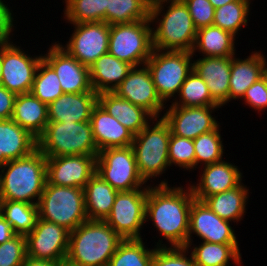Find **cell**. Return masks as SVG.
I'll list each match as a JSON object with an SVG mask.
<instances>
[{"instance_id": "obj_31", "label": "cell", "mask_w": 267, "mask_h": 266, "mask_svg": "<svg viewBox=\"0 0 267 266\" xmlns=\"http://www.w3.org/2000/svg\"><path fill=\"white\" fill-rule=\"evenodd\" d=\"M83 190L88 220H105L119 191L97 173L86 183Z\"/></svg>"}, {"instance_id": "obj_21", "label": "cell", "mask_w": 267, "mask_h": 266, "mask_svg": "<svg viewBox=\"0 0 267 266\" xmlns=\"http://www.w3.org/2000/svg\"><path fill=\"white\" fill-rule=\"evenodd\" d=\"M193 70L204 80L212 98L227 105L231 76V57H202L193 59Z\"/></svg>"}, {"instance_id": "obj_15", "label": "cell", "mask_w": 267, "mask_h": 266, "mask_svg": "<svg viewBox=\"0 0 267 266\" xmlns=\"http://www.w3.org/2000/svg\"><path fill=\"white\" fill-rule=\"evenodd\" d=\"M132 104L144 108L154 118L162 117L166 105L159 97L147 65L133 67L113 91Z\"/></svg>"}, {"instance_id": "obj_45", "label": "cell", "mask_w": 267, "mask_h": 266, "mask_svg": "<svg viewBox=\"0 0 267 266\" xmlns=\"http://www.w3.org/2000/svg\"><path fill=\"white\" fill-rule=\"evenodd\" d=\"M245 105L258 113L267 109V78L263 76L254 82L245 92L243 98Z\"/></svg>"}, {"instance_id": "obj_38", "label": "cell", "mask_w": 267, "mask_h": 266, "mask_svg": "<svg viewBox=\"0 0 267 266\" xmlns=\"http://www.w3.org/2000/svg\"><path fill=\"white\" fill-rule=\"evenodd\" d=\"M173 101L169 106H220L212 98L204 80L194 70L187 76L178 97Z\"/></svg>"}, {"instance_id": "obj_4", "label": "cell", "mask_w": 267, "mask_h": 266, "mask_svg": "<svg viewBox=\"0 0 267 266\" xmlns=\"http://www.w3.org/2000/svg\"><path fill=\"white\" fill-rule=\"evenodd\" d=\"M47 157L37 148L20 159L0 166V195L2 200L38 204L47 182Z\"/></svg>"}, {"instance_id": "obj_28", "label": "cell", "mask_w": 267, "mask_h": 266, "mask_svg": "<svg viewBox=\"0 0 267 266\" xmlns=\"http://www.w3.org/2000/svg\"><path fill=\"white\" fill-rule=\"evenodd\" d=\"M11 119L38 138L49 122L48 105L31 92L17 94Z\"/></svg>"}, {"instance_id": "obj_36", "label": "cell", "mask_w": 267, "mask_h": 266, "mask_svg": "<svg viewBox=\"0 0 267 266\" xmlns=\"http://www.w3.org/2000/svg\"><path fill=\"white\" fill-rule=\"evenodd\" d=\"M67 23H107V0H64Z\"/></svg>"}, {"instance_id": "obj_14", "label": "cell", "mask_w": 267, "mask_h": 266, "mask_svg": "<svg viewBox=\"0 0 267 266\" xmlns=\"http://www.w3.org/2000/svg\"><path fill=\"white\" fill-rule=\"evenodd\" d=\"M69 231L56 223L37 218L35 227L27 234V256L33 259L63 262L66 260Z\"/></svg>"}, {"instance_id": "obj_5", "label": "cell", "mask_w": 267, "mask_h": 266, "mask_svg": "<svg viewBox=\"0 0 267 266\" xmlns=\"http://www.w3.org/2000/svg\"><path fill=\"white\" fill-rule=\"evenodd\" d=\"M37 148L46 157L99 154L90 121H49L43 133L37 138Z\"/></svg>"}, {"instance_id": "obj_53", "label": "cell", "mask_w": 267, "mask_h": 266, "mask_svg": "<svg viewBox=\"0 0 267 266\" xmlns=\"http://www.w3.org/2000/svg\"><path fill=\"white\" fill-rule=\"evenodd\" d=\"M60 266H76V265H73V264H71L65 260V261L61 262Z\"/></svg>"}, {"instance_id": "obj_25", "label": "cell", "mask_w": 267, "mask_h": 266, "mask_svg": "<svg viewBox=\"0 0 267 266\" xmlns=\"http://www.w3.org/2000/svg\"><path fill=\"white\" fill-rule=\"evenodd\" d=\"M98 103L134 135L154 119L144 108L132 104L113 91L98 93Z\"/></svg>"}, {"instance_id": "obj_29", "label": "cell", "mask_w": 267, "mask_h": 266, "mask_svg": "<svg viewBox=\"0 0 267 266\" xmlns=\"http://www.w3.org/2000/svg\"><path fill=\"white\" fill-rule=\"evenodd\" d=\"M236 36L214 25L197 30L192 55L196 52L203 57H233L237 52Z\"/></svg>"}, {"instance_id": "obj_47", "label": "cell", "mask_w": 267, "mask_h": 266, "mask_svg": "<svg viewBox=\"0 0 267 266\" xmlns=\"http://www.w3.org/2000/svg\"><path fill=\"white\" fill-rule=\"evenodd\" d=\"M16 94L0 85V120L11 119Z\"/></svg>"}, {"instance_id": "obj_10", "label": "cell", "mask_w": 267, "mask_h": 266, "mask_svg": "<svg viewBox=\"0 0 267 266\" xmlns=\"http://www.w3.org/2000/svg\"><path fill=\"white\" fill-rule=\"evenodd\" d=\"M96 173L119 192L148 188L150 185L138 171L132 146L111 147L99 151Z\"/></svg>"}, {"instance_id": "obj_26", "label": "cell", "mask_w": 267, "mask_h": 266, "mask_svg": "<svg viewBox=\"0 0 267 266\" xmlns=\"http://www.w3.org/2000/svg\"><path fill=\"white\" fill-rule=\"evenodd\" d=\"M37 149V138L12 119L0 120V166Z\"/></svg>"}, {"instance_id": "obj_1", "label": "cell", "mask_w": 267, "mask_h": 266, "mask_svg": "<svg viewBox=\"0 0 267 266\" xmlns=\"http://www.w3.org/2000/svg\"><path fill=\"white\" fill-rule=\"evenodd\" d=\"M187 186L186 189L181 185L172 187L167 179L161 180L156 185L150 183L145 223L152 221L159 236L161 234L163 237L155 242V247L187 246L190 210L195 199L190 186L188 184ZM163 239L167 241L163 243Z\"/></svg>"}, {"instance_id": "obj_42", "label": "cell", "mask_w": 267, "mask_h": 266, "mask_svg": "<svg viewBox=\"0 0 267 266\" xmlns=\"http://www.w3.org/2000/svg\"><path fill=\"white\" fill-rule=\"evenodd\" d=\"M151 266H196V264L186 247H155Z\"/></svg>"}, {"instance_id": "obj_8", "label": "cell", "mask_w": 267, "mask_h": 266, "mask_svg": "<svg viewBox=\"0 0 267 266\" xmlns=\"http://www.w3.org/2000/svg\"><path fill=\"white\" fill-rule=\"evenodd\" d=\"M193 59L192 52L153 49L146 65L157 93L165 104L178 96L182 84L193 70Z\"/></svg>"}, {"instance_id": "obj_6", "label": "cell", "mask_w": 267, "mask_h": 266, "mask_svg": "<svg viewBox=\"0 0 267 266\" xmlns=\"http://www.w3.org/2000/svg\"><path fill=\"white\" fill-rule=\"evenodd\" d=\"M170 135V127L163 117L154 118L138 134L134 135L132 147L137 168L146 183L150 180L154 183L155 178L161 177L167 169L169 170Z\"/></svg>"}, {"instance_id": "obj_44", "label": "cell", "mask_w": 267, "mask_h": 266, "mask_svg": "<svg viewBox=\"0 0 267 266\" xmlns=\"http://www.w3.org/2000/svg\"><path fill=\"white\" fill-rule=\"evenodd\" d=\"M188 8L196 29L213 25L215 8L209 0H182Z\"/></svg>"}, {"instance_id": "obj_20", "label": "cell", "mask_w": 267, "mask_h": 266, "mask_svg": "<svg viewBox=\"0 0 267 266\" xmlns=\"http://www.w3.org/2000/svg\"><path fill=\"white\" fill-rule=\"evenodd\" d=\"M228 161L223 159L199 168L202 173L197 183L188 184L196 200L203 201L206 197L233 189L243 181L242 170Z\"/></svg>"}, {"instance_id": "obj_9", "label": "cell", "mask_w": 267, "mask_h": 266, "mask_svg": "<svg viewBox=\"0 0 267 266\" xmlns=\"http://www.w3.org/2000/svg\"><path fill=\"white\" fill-rule=\"evenodd\" d=\"M153 51L151 20L110 25L108 53L133 67L145 65Z\"/></svg>"}, {"instance_id": "obj_13", "label": "cell", "mask_w": 267, "mask_h": 266, "mask_svg": "<svg viewBox=\"0 0 267 266\" xmlns=\"http://www.w3.org/2000/svg\"><path fill=\"white\" fill-rule=\"evenodd\" d=\"M74 31L60 46L81 64L90 67L100 56L108 53L110 25L106 22L69 23Z\"/></svg>"}, {"instance_id": "obj_39", "label": "cell", "mask_w": 267, "mask_h": 266, "mask_svg": "<svg viewBox=\"0 0 267 266\" xmlns=\"http://www.w3.org/2000/svg\"><path fill=\"white\" fill-rule=\"evenodd\" d=\"M220 125L213 131L203 133L193 139L195 149V170L207 164H213L224 158L225 150L221 139Z\"/></svg>"}, {"instance_id": "obj_11", "label": "cell", "mask_w": 267, "mask_h": 266, "mask_svg": "<svg viewBox=\"0 0 267 266\" xmlns=\"http://www.w3.org/2000/svg\"><path fill=\"white\" fill-rule=\"evenodd\" d=\"M147 195L148 188L118 192L104 221L123 239H142Z\"/></svg>"}, {"instance_id": "obj_30", "label": "cell", "mask_w": 267, "mask_h": 266, "mask_svg": "<svg viewBox=\"0 0 267 266\" xmlns=\"http://www.w3.org/2000/svg\"><path fill=\"white\" fill-rule=\"evenodd\" d=\"M249 189L243 181L233 189L206 197L203 202L220 218L238 223L246 214Z\"/></svg>"}, {"instance_id": "obj_33", "label": "cell", "mask_w": 267, "mask_h": 266, "mask_svg": "<svg viewBox=\"0 0 267 266\" xmlns=\"http://www.w3.org/2000/svg\"><path fill=\"white\" fill-rule=\"evenodd\" d=\"M152 0H107V24L132 23L150 19Z\"/></svg>"}, {"instance_id": "obj_49", "label": "cell", "mask_w": 267, "mask_h": 266, "mask_svg": "<svg viewBox=\"0 0 267 266\" xmlns=\"http://www.w3.org/2000/svg\"><path fill=\"white\" fill-rule=\"evenodd\" d=\"M61 262L26 257L21 266H60Z\"/></svg>"}, {"instance_id": "obj_48", "label": "cell", "mask_w": 267, "mask_h": 266, "mask_svg": "<svg viewBox=\"0 0 267 266\" xmlns=\"http://www.w3.org/2000/svg\"><path fill=\"white\" fill-rule=\"evenodd\" d=\"M16 235L11 225L0 215V244L9 241Z\"/></svg>"}, {"instance_id": "obj_16", "label": "cell", "mask_w": 267, "mask_h": 266, "mask_svg": "<svg viewBox=\"0 0 267 266\" xmlns=\"http://www.w3.org/2000/svg\"><path fill=\"white\" fill-rule=\"evenodd\" d=\"M221 106H168L163 112V119L168 123L175 136L195 139L203 133L215 130L221 123L213 112Z\"/></svg>"}, {"instance_id": "obj_52", "label": "cell", "mask_w": 267, "mask_h": 266, "mask_svg": "<svg viewBox=\"0 0 267 266\" xmlns=\"http://www.w3.org/2000/svg\"><path fill=\"white\" fill-rule=\"evenodd\" d=\"M2 74V46L0 47V80Z\"/></svg>"}, {"instance_id": "obj_32", "label": "cell", "mask_w": 267, "mask_h": 266, "mask_svg": "<svg viewBox=\"0 0 267 266\" xmlns=\"http://www.w3.org/2000/svg\"><path fill=\"white\" fill-rule=\"evenodd\" d=\"M186 248L191 252L196 266H229L230 260L236 266H243L239 244L202 241L198 246H194L193 242L187 243Z\"/></svg>"}, {"instance_id": "obj_54", "label": "cell", "mask_w": 267, "mask_h": 266, "mask_svg": "<svg viewBox=\"0 0 267 266\" xmlns=\"http://www.w3.org/2000/svg\"><path fill=\"white\" fill-rule=\"evenodd\" d=\"M1 211H2V196L0 195V215H1Z\"/></svg>"}, {"instance_id": "obj_41", "label": "cell", "mask_w": 267, "mask_h": 266, "mask_svg": "<svg viewBox=\"0 0 267 266\" xmlns=\"http://www.w3.org/2000/svg\"><path fill=\"white\" fill-rule=\"evenodd\" d=\"M168 158L170 167L175 165L183 171L195 169V149L193 139L175 136L171 133L168 147Z\"/></svg>"}, {"instance_id": "obj_19", "label": "cell", "mask_w": 267, "mask_h": 266, "mask_svg": "<svg viewBox=\"0 0 267 266\" xmlns=\"http://www.w3.org/2000/svg\"><path fill=\"white\" fill-rule=\"evenodd\" d=\"M57 42L52 43L43 59L56 72L63 92H95L90 83L89 67L81 64Z\"/></svg>"}, {"instance_id": "obj_34", "label": "cell", "mask_w": 267, "mask_h": 266, "mask_svg": "<svg viewBox=\"0 0 267 266\" xmlns=\"http://www.w3.org/2000/svg\"><path fill=\"white\" fill-rule=\"evenodd\" d=\"M1 215L17 235L26 236L35 227L38 207L23 201L2 200Z\"/></svg>"}, {"instance_id": "obj_43", "label": "cell", "mask_w": 267, "mask_h": 266, "mask_svg": "<svg viewBox=\"0 0 267 266\" xmlns=\"http://www.w3.org/2000/svg\"><path fill=\"white\" fill-rule=\"evenodd\" d=\"M27 257L26 237L16 235L0 244V266H21Z\"/></svg>"}, {"instance_id": "obj_7", "label": "cell", "mask_w": 267, "mask_h": 266, "mask_svg": "<svg viewBox=\"0 0 267 266\" xmlns=\"http://www.w3.org/2000/svg\"><path fill=\"white\" fill-rule=\"evenodd\" d=\"M37 207L38 218L56 223L69 232L88 220L83 188L52 185L46 182Z\"/></svg>"}, {"instance_id": "obj_24", "label": "cell", "mask_w": 267, "mask_h": 266, "mask_svg": "<svg viewBox=\"0 0 267 266\" xmlns=\"http://www.w3.org/2000/svg\"><path fill=\"white\" fill-rule=\"evenodd\" d=\"M252 51L246 58L231 57L228 103L241 100L246 90L264 76V54Z\"/></svg>"}, {"instance_id": "obj_18", "label": "cell", "mask_w": 267, "mask_h": 266, "mask_svg": "<svg viewBox=\"0 0 267 266\" xmlns=\"http://www.w3.org/2000/svg\"><path fill=\"white\" fill-rule=\"evenodd\" d=\"M96 159L87 155L47 157V183L84 188L96 173Z\"/></svg>"}, {"instance_id": "obj_37", "label": "cell", "mask_w": 267, "mask_h": 266, "mask_svg": "<svg viewBox=\"0 0 267 266\" xmlns=\"http://www.w3.org/2000/svg\"><path fill=\"white\" fill-rule=\"evenodd\" d=\"M251 0H236L215 9L213 25L238 35L242 27L248 26Z\"/></svg>"}, {"instance_id": "obj_12", "label": "cell", "mask_w": 267, "mask_h": 266, "mask_svg": "<svg viewBox=\"0 0 267 266\" xmlns=\"http://www.w3.org/2000/svg\"><path fill=\"white\" fill-rule=\"evenodd\" d=\"M11 37L2 45V74L0 85L17 94L29 93L43 54H28L14 44Z\"/></svg>"}, {"instance_id": "obj_40", "label": "cell", "mask_w": 267, "mask_h": 266, "mask_svg": "<svg viewBox=\"0 0 267 266\" xmlns=\"http://www.w3.org/2000/svg\"><path fill=\"white\" fill-rule=\"evenodd\" d=\"M30 92L47 105L64 93L56 72L44 59L38 65Z\"/></svg>"}, {"instance_id": "obj_50", "label": "cell", "mask_w": 267, "mask_h": 266, "mask_svg": "<svg viewBox=\"0 0 267 266\" xmlns=\"http://www.w3.org/2000/svg\"><path fill=\"white\" fill-rule=\"evenodd\" d=\"M209 1L211 2L212 6L216 9L218 7L234 2L236 0H209Z\"/></svg>"}, {"instance_id": "obj_46", "label": "cell", "mask_w": 267, "mask_h": 266, "mask_svg": "<svg viewBox=\"0 0 267 266\" xmlns=\"http://www.w3.org/2000/svg\"><path fill=\"white\" fill-rule=\"evenodd\" d=\"M6 2L0 1V47L10 38L15 30L14 10ZM9 6V7H8ZM13 13V14H12ZM14 29V30H13Z\"/></svg>"}, {"instance_id": "obj_27", "label": "cell", "mask_w": 267, "mask_h": 266, "mask_svg": "<svg viewBox=\"0 0 267 266\" xmlns=\"http://www.w3.org/2000/svg\"><path fill=\"white\" fill-rule=\"evenodd\" d=\"M133 68L110 53L100 56L90 67V83L96 93L114 91Z\"/></svg>"}, {"instance_id": "obj_17", "label": "cell", "mask_w": 267, "mask_h": 266, "mask_svg": "<svg viewBox=\"0 0 267 266\" xmlns=\"http://www.w3.org/2000/svg\"><path fill=\"white\" fill-rule=\"evenodd\" d=\"M231 225V221L220 218L203 201L194 199L190 210L188 243L194 242L193 233L199 236L200 241L238 244L235 229Z\"/></svg>"}, {"instance_id": "obj_22", "label": "cell", "mask_w": 267, "mask_h": 266, "mask_svg": "<svg viewBox=\"0 0 267 266\" xmlns=\"http://www.w3.org/2000/svg\"><path fill=\"white\" fill-rule=\"evenodd\" d=\"M93 138L99 151L111 147L132 146L134 134L97 103L91 113Z\"/></svg>"}, {"instance_id": "obj_35", "label": "cell", "mask_w": 267, "mask_h": 266, "mask_svg": "<svg viewBox=\"0 0 267 266\" xmlns=\"http://www.w3.org/2000/svg\"><path fill=\"white\" fill-rule=\"evenodd\" d=\"M142 239H124L111 257L108 266H151L154 248Z\"/></svg>"}, {"instance_id": "obj_2", "label": "cell", "mask_w": 267, "mask_h": 266, "mask_svg": "<svg viewBox=\"0 0 267 266\" xmlns=\"http://www.w3.org/2000/svg\"><path fill=\"white\" fill-rule=\"evenodd\" d=\"M150 20L153 49L192 52L197 29L182 0H152Z\"/></svg>"}, {"instance_id": "obj_23", "label": "cell", "mask_w": 267, "mask_h": 266, "mask_svg": "<svg viewBox=\"0 0 267 266\" xmlns=\"http://www.w3.org/2000/svg\"><path fill=\"white\" fill-rule=\"evenodd\" d=\"M98 103V93H63L48 105V120L54 122L90 121L94 106Z\"/></svg>"}, {"instance_id": "obj_3", "label": "cell", "mask_w": 267, "mask_h": 266, "mask_svg": "<svg viewBox=\"0 0 267 266\" xmlns=\"http://www.w3.org/2000/svg\"><path fill=\"white\" fill-rule=\"evenodd\" d=\"M123 240L104 220H86L69 233L66 261L76 266H108Z\"/></svg>"}, {"instance_id": "obj_51", "label": "cell", "mask_w": 267, "mask_h": 266, "mask_svg": "<svg viewBox=\"0 0 267 266\" xmlns=\"http://www.w3.org/2000/svg\"><path fill=\"white\" fill-rule=\"evenodd\" d=\"M264 76L267 78V58L264 55Z\"/></svg>"}]
</instances>
